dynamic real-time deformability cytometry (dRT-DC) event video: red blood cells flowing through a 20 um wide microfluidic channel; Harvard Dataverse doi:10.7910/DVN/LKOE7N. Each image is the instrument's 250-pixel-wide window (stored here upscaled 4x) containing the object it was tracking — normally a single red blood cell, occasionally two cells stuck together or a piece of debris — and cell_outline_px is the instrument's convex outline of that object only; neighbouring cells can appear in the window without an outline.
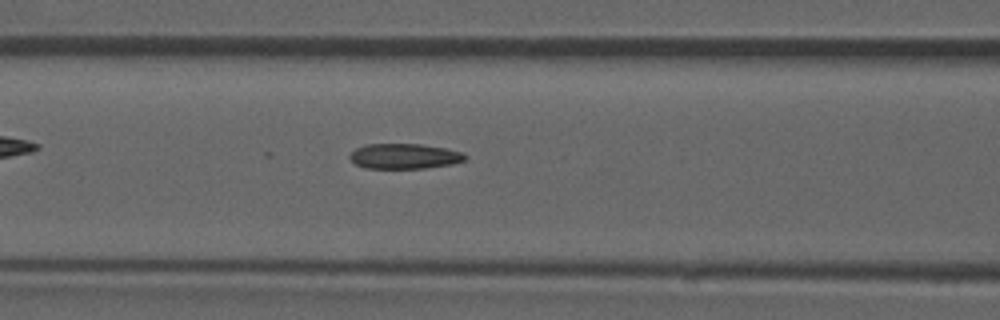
{"species": "common noctule bat (a hibernating species)", "species_latin": "Nyctalus noctula", "temperature_condition": "room temperature", "stored_images_in_passage": 39, "camera_frame_rate_fps": 3000, "um_per_image_px": 0.085, "animal": {"sex": "male", "forearm_length_mm": 52.5}, "frame": {"image": 1, "passage_image": 12, "time_ms": 3.667, "image_size_px": [1000, 320], "cell_outline_px": [[468, 156], [464, 160], [452, 164], [424, 168], [364, 168], [356, 164], [348, 156], [356, 148], [364, 144], [420, 144], [448, 148], [464, 152]], "centroid_in_image_um": [34.4, 13.27], "position_along_channel_um": 132.2, "area_um2": 17.05}, "authors_computed_cell_mechanics": {"area_um2": 17.2822, "velocity_mm_per_s": 3.8858, "shape_relaxation_time_tau1_ms": null, "shape_relaxation_time_tau2_ms": 3.2757, "deformation_change_tau1": null, "deformation_change_tau2": 0.1101}}